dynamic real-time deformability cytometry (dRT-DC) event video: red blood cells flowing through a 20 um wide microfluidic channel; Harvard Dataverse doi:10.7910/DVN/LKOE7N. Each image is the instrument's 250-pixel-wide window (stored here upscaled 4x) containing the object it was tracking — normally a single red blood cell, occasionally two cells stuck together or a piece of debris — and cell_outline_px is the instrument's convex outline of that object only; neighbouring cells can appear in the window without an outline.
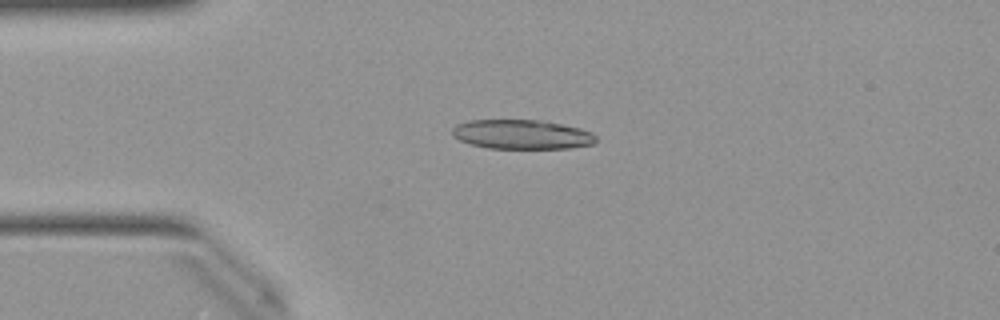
{"species": "Egyptian fruit bat (a non-hibernating species)", "species_latin": "Rousettus aegyptiacus", "temperature_condition": "warm", "stored_images_in_passage": 28, "camera_frame_rate_fps": 3000, "um_per_image_px": 0.085, "animal": {"sex": "female"}, "frame": {"image": 1, "passage_image": 4, "time_ms": 1.0, "image_size_px": [1000, 320], "cell_outline_px": [[596, 140], [592, 144], [572, 148], [488, 148], [472, 144], [460, 140], [452, 136], [452, 128], [456, 124], [468, 120], [544, 120], [580, 128], [592, 132], [596, 136]], "centroid_in_image_um": [44.35, 11.41], "position_along_channel_um": 40.6, "area_um2": 24.68}}
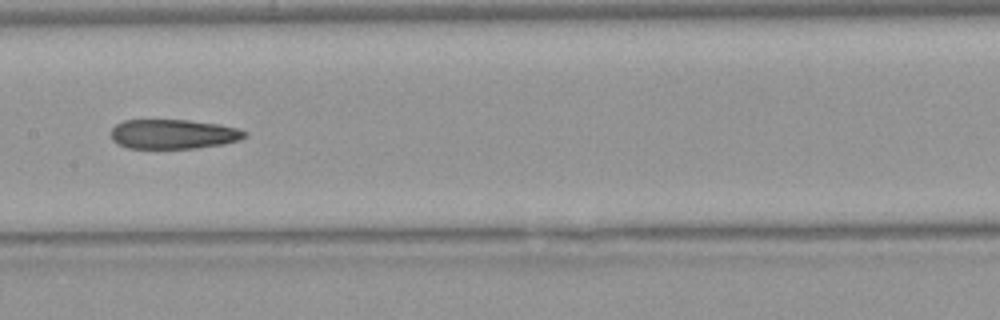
{"frame": {"image": 2, "passage_image": 17, "time_ms": 5.333, "image_size_px": [1000, 320], "cell_outline_px": [[248, 136], [240, 140], [220, 144], [196, 148], [128, 148], [112, 140], [108, 132], [116, 124], [124, 120], [188, 120], [220, 124], [236, 128], [248, 132]], "centroid_in_image_um": [14.72, 11.39], "position_along_channel_um": 192.7, "area_um2": 23.12}}
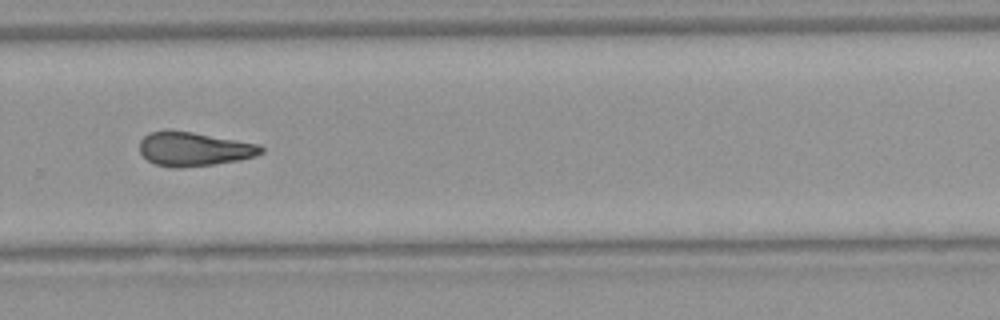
{"frame": {"image": 3, "passage_image": 26, "time_ms": 8.333, "image_size_px": [1000, 320], "cell_outline_px": [[264, 152], [256, 156], [240, 160], [212, 164], [180, 168], [176, 168], [156, 164], [148, 160], [140, 152], [140, 140], [148, 132], [164, 128], [168, 128], [192, 132], [260, 144], [264, 148]], "centroid_in_image_um": [16.47, 12.64], "position_along_channel_um": 313.3, "area_um2": 24.39}}